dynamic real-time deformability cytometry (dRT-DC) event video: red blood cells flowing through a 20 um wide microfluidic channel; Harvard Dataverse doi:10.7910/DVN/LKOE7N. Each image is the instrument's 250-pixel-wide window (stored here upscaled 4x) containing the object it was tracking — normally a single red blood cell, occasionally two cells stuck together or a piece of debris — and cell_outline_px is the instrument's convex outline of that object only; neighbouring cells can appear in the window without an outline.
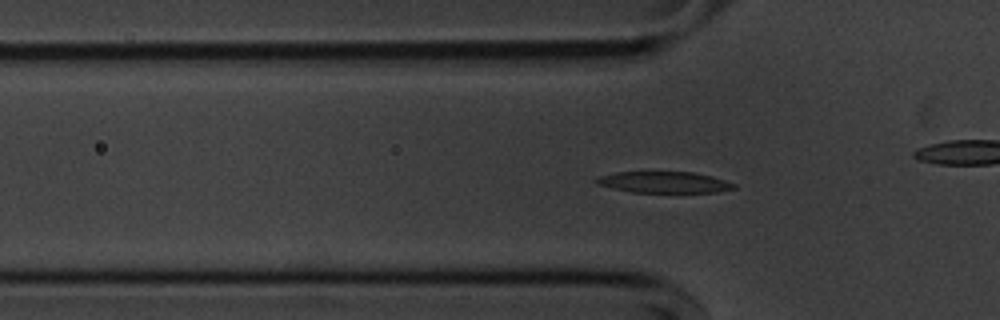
{"species": "common noctule bat (a hibernating species)", "species_latin": "Nyctalus noctula", "temperature_condition": "cold", "stored_images_in_passage": 46, "camera_frame_rate_fps": 3000, "um_per_image_px": 0.085, "animal": {"sex": "male", "body_mass_g": 20.1, "forearm_length_mm": 53.5}, "frame": {"image": 1, "passage_image": 16, "time_ms": 5.0, "image_size_px": [1000, 320], "cell_outline_px": [[736, 188], [716, 192], [632, 192], [612, 188], [596, 184], [592, 180], [600, 176], [616, 172], [692, 172], [712, 176], [736, 184]], "centroid_in_image_um": [56.42, 15.49], "position_along_channel_um": 69.4, "area_um2": 16.99}}
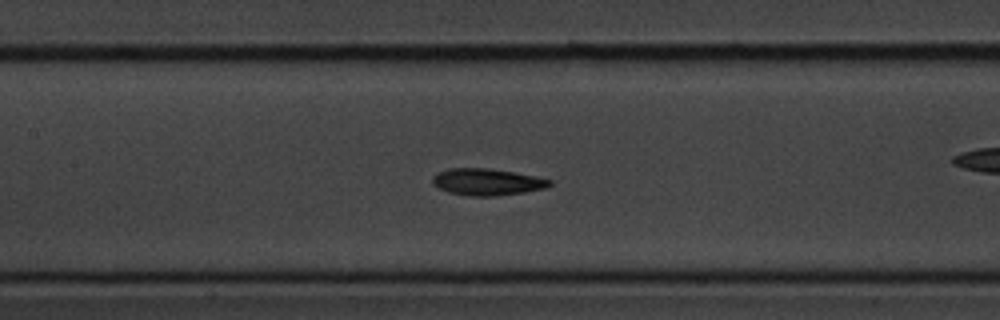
{"frame": {"image": 2, "passage_image": 24, "time_ms": 7.667, "image_size_px": [1000, 320], "cell_outline_px": [[552, 184], [548, 188], [524, 192], [496, 196], [468, 196], [448, 192], [432, 184], [432, 180], [440, 172], [448, 168], [488, 168], [536, 176], [552, 180]], "centroid_in_image_um": [41.44, 15.47], "position_along_channel_um": 166.0, "area_um2": 18.21}}
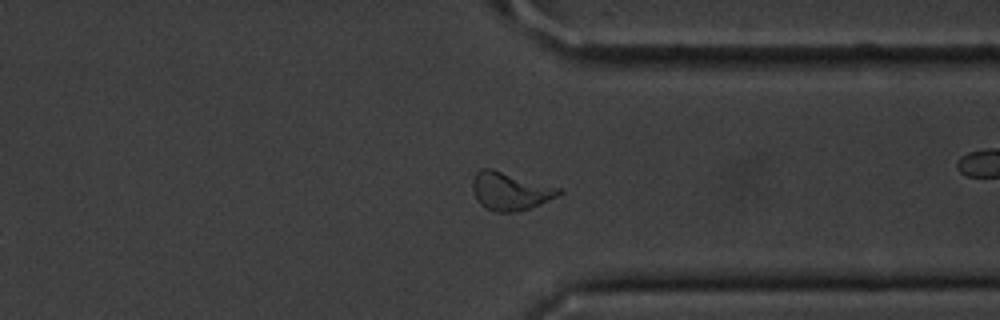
{"frame": {"image": 3, "passage_image": 41, "time_ms": 13.333, "image_size_px": [1000, 320], "cell_outline_px": [[564, 192], [560, 196], [528, 208], [512, 212], [496, 212], [480, 204], [476, 200], [472, 188], [472, 180], [476, 172], [480, 168], [492, 168], [560, 188]], "centroid_in_image_um": [43.35, 16.23], "position_along_channel_um": 368.0, "area_um2": 19.07}, "authors_computed_cell_mechanics": {"area_um2": 18.0047, "velocity_mm_per_s": 3.5865, "shape_relaxation_time_tau1_ms": 4.021, "shape_relaxation_time_tau2_ms": 3.2101, "deformation_change_tau1": 0.1179, "deformation_change_tau2": 0.0998}}